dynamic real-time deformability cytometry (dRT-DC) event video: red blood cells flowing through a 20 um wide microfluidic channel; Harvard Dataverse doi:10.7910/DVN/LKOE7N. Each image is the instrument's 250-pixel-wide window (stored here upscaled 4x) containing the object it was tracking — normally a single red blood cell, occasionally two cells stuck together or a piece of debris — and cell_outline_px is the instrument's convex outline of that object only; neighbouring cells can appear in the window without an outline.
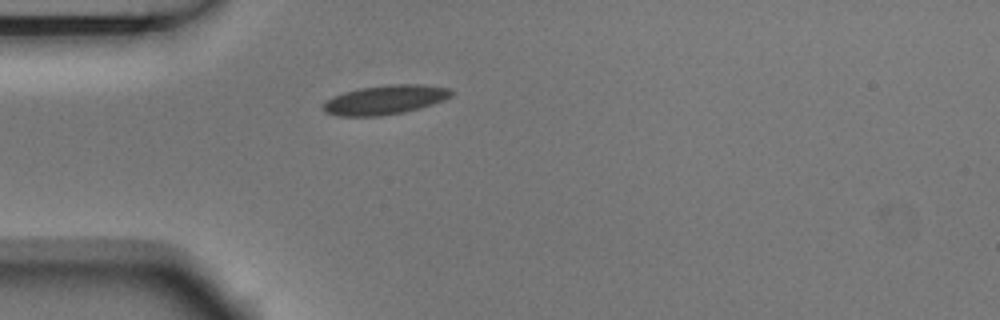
{"species": "Egyptian fruit bat (a non-hibernating species)", "species_latin": "Rousettus aegyptiacus", "temperature_condition": "room temperature", "stored_images_in_passage": 1, "camera_frame_rate_fps": 3000, "um_per_image_px": 0.085, "animal": {"sex": "male"}, "frame": {"image": 1, "passage_image": 1, "time_ms": 0.0, "image_size_px": [1000, 320], "cell_outline_px": [[452, 96], [444, 100], [420, 108], [404, 112], [380, 116], [340, 116], [324, 112], [324, 104], [328, 100], [344, 92], [360, 88], [388, 84], [424, 84], [452, 88]], "centroid_in_image_um": [32.8, 8.47], "position_along_channel_um": 52.2, "area_um2": 21.79}}